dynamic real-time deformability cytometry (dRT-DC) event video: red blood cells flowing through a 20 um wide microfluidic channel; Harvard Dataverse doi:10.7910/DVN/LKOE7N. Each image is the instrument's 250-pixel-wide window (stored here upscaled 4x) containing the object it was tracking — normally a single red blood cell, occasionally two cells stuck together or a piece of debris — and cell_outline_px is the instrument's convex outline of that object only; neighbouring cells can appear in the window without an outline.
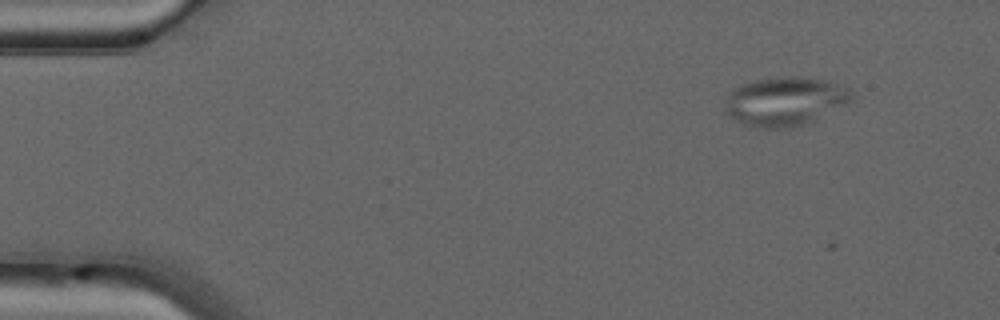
{"species": "common noctule bat (a hibernating species)", "species_latin": "Nyctalus noctula", "temperature_condition": "warm", "stored_images_in_passage": 3, "camera_frame_rate_fps": 3000, "um_per_image_px": 0.085, "animal": {"sex": "male", "forearm_length_mm": 52.5}, "frame": {"image": 1, "passage_image": 1, "time_ms": 0.0, "image_size_px": [1000, 320], "cell_outline_px": [[852, 100], [848, 104], [816, 120], [804, 124], [788, 128], [748, 128], [724, 112], [724, 100], [728, 92], [740, 84], [756, 80], [784, 76], [800, 76], [828, 80], [848, 88], [852, 92]], "centroid_in_image_um": [66.7, 8.62], "position_along_channel_um": 18.3, "area_um2": 36.82}}